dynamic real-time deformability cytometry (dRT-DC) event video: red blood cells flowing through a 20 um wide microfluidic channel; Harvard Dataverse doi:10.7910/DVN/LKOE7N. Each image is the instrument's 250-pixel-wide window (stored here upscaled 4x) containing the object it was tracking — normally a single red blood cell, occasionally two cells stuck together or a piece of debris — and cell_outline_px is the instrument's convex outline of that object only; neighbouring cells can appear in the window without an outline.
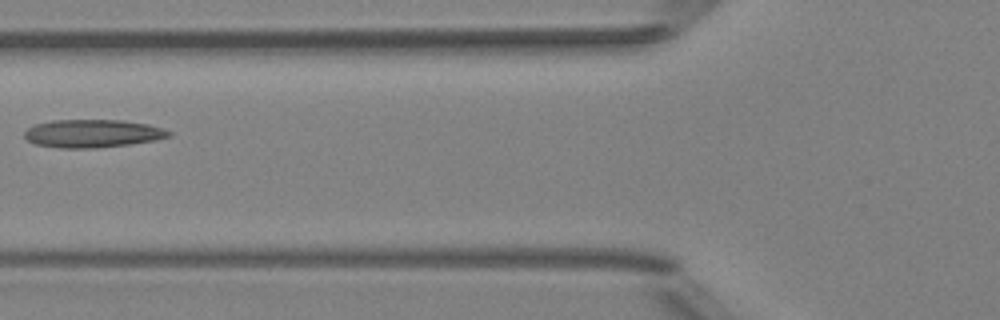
{"species": "Egyptian fruit bat (a non-hibernating species)", "species_latin": "Rousettus aegyptiacus", "temperature_condition": "room temperature", "stored_images_in_passage": 8, "camera_frame_rate_fps": 3000, "um_per_image_px": 0.085, "animal": {"sex": "female"}, "frame": {"image": 1, "passage_image": 6, "time_ms": 6.0, "image_size_px": [1000, 320], "cell_outline_px": [[172, 136], [156, 140], [132, 144], [96, 148], [60, 148], [36, 144], [28, 140], [24, 136], [24, 132], [28, 128], [36, 124], [52, 120], [124, 120], [148, 124], [164, 128], [172, 132]], "centroid_in_image_um": [7.92, 11.34], "position_along_channel_um": 117.9, "area_um2": 23.76}}
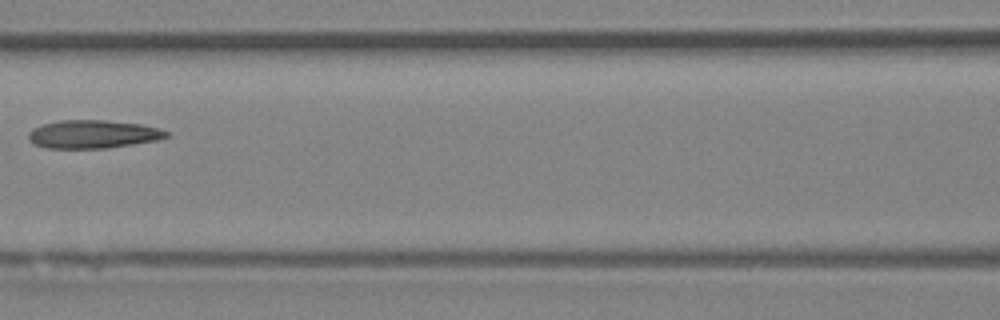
{"frame": {"image": 2, "passage_image": 7, "time_ms": 7.0, "image_size_px": [1000, 320], "cell_outline_px": [[168, 136], [160, 140], [104, 148], [48, 148], [36, 144], [28, 136], [28, 132], [32, 128], [44, 124], [60, 120], [104, 120], [140, 124], [156, 128], [168, 132]], "centroid_in_image_um": [7.91, 11.4], "position_along_channel_um": 158.7, "area_um2": 22.37}}
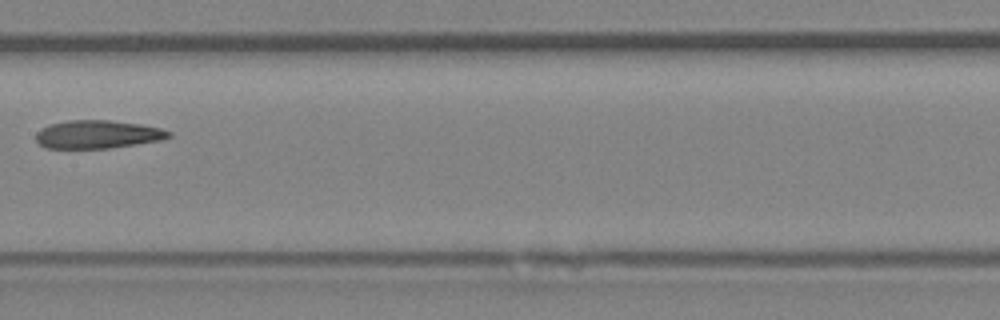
{"frame": {"image": 3, "passage_image": 8, "time_ms": 8.0, "image_size_px": [1000, 320], "cell_outline_px": [[172, 136], [160, 140], [136, 144], [108, 148], [44, 148], [36, 140], [36, 132], [40, 128], [48, 124], [68, 120], [112, 120], [140, 124], [160, 128], [172, 132]], "centroid_in_image_um": [8.27, 11.41], "position_along_channel_um": 199.1, "area_um2": 21.91}}